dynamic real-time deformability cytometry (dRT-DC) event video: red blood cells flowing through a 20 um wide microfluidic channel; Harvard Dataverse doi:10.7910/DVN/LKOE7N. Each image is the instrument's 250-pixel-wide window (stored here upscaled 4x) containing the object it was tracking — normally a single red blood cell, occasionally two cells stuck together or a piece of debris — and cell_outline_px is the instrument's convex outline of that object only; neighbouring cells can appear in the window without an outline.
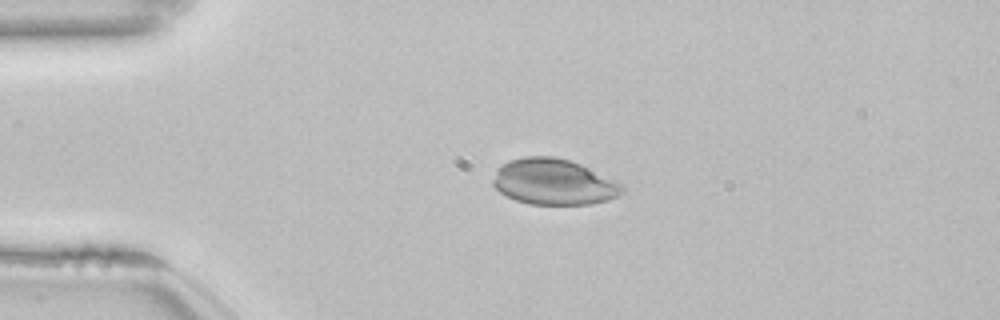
{"species": "common noctule bat (a hibernating species)", "species_latin": "Nyctalus noctula", "temperature_condition": "room temperature", "stored_images_in_passage": 45, "camera_frame_rate_fps": 3000, "um_per_image_px": 0.085, "animal": {"sex": "female", "body_mass_g": 22.7, "forearm_length_mm": 54.2}, "frame": {"image": 1, "passage_image": 11, "time_ms": 3.333, "image_size_px": [1000, 320], "cell_outline_px": [[624, 192], [608, 200], [588, 204], [528, 204], [516, 200], [500, 192], [492, 184], [492, 180], [496, 172], [508, 160], [524, 156], [552, 156], [572, 160], [616, 180], [624, 188]], "centroid_in_image_um": [47.07, 15.45], "position_along_channel_um": 37.9, "area_um2": 34.51}}
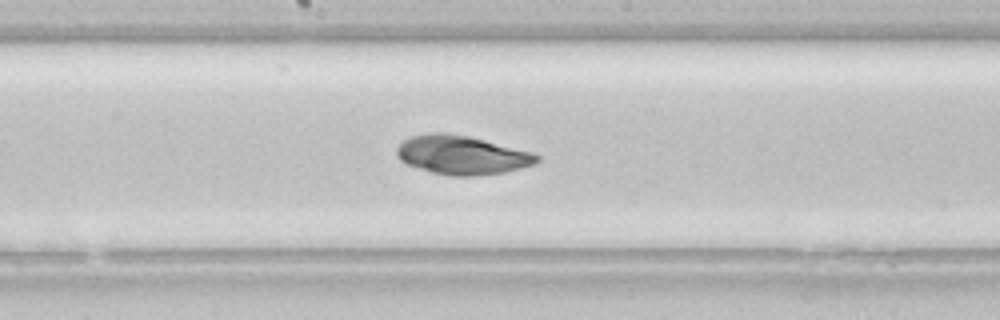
{"frame": {"image": 2, "passage_image": 27, "time_ms": 8.667, "image_size_px": [1000, 320], "cell_outline_px": [[540, 160], [536, 164], [504, 172], [472, 176], [452, 176], [432, 172], [408, 164], [400, 160], [396, 152], [396, 148], [404, 140], [412, 136], [432, 132], [448, 132], [468, 136], [532, 152], [540, 156]], "centroid_in_image_um": [39.27, 13.17], "position_along_channel_um": 208.9, "area_um2": 31.56}}
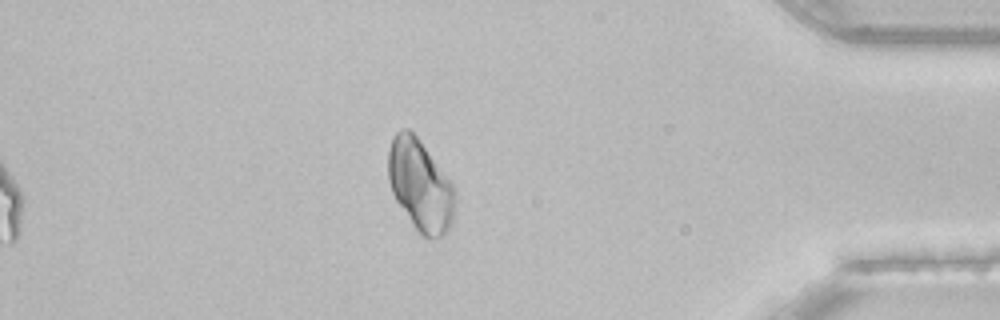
{"frame": {"image": 3, "passage_image": 45, "time_ms": 14.667, "image_size_px": [1000, 320], "cell_outline_px": [[456, 200], [452, 220], [448, 228], [440, 236], [432, 240], [428, 240], [412, 224], [396, 200], [392, 192], [388, 180], [388, 148], [392, 136], [400, 128], [408, 128], [420, 140], [452, 184], [456, 196]], "centroid_in_image_um": [35.69, 15.73], "position_along_channel_um": 399.5, "area_um2": 35.32}}